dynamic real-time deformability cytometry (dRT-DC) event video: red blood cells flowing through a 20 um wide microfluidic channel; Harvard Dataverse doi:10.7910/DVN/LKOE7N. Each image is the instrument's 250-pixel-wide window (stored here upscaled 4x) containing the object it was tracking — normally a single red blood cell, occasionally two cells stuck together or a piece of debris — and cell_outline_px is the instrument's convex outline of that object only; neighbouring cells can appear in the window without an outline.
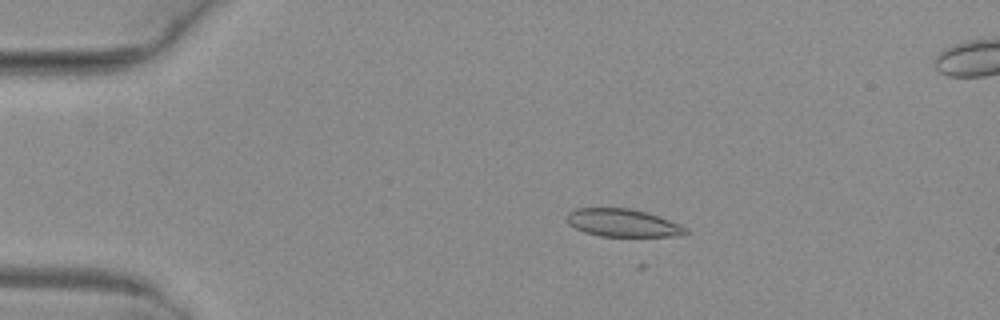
{"species": "common noctule bat (a hibernating species)", "species_latin": "Nyctalus noctula", "temperature_condition": "warm", "stored_images_in_passage": 4, "camera_frame_rate_fps": 3000, "um_per_image_px": 0.085, "animal": {"sex": "female", "body_mass_g": 29.2, "forearm_length_mm": 56.3}, "frame": {"image": 1, "passage_image": 2, "time_ms": 0.333, "image_size_px": [1000, 320], "cell_outline_px": [[688, 232], [684, 236], [600, 236], [584, 232], [568, 224], [568, 212], [576, 208], [632, 208], [648, 212], [680, 224], [688, 228]], "centroid_in_image_um": [52.98, 18.94], "position_along_channel_um": 32.0, "area_um2": 19.36}}